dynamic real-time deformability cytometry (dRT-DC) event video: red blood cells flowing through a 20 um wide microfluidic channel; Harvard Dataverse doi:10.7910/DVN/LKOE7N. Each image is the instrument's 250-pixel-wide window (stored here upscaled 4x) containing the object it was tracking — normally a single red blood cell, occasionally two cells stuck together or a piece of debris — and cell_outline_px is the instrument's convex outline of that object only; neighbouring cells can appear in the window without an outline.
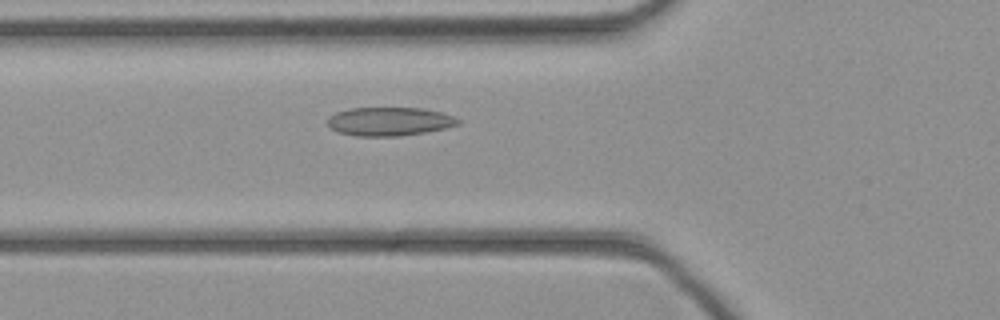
{"species": "common noctule bat (a hibernating species)", "species_latin": "Nyctalus noctula", "temperature_condition": "cold", "stored_images_in_passage": 35, "camera_frame_rate_fps": 3000, "um_per_image_px": 0.085, "animal": {"sex": "female", "body_mass_g": 21.9}, "frame": {"image": 1, "passage_image": 6, "time_ms": 1.667, "image_size_px": [1000, 320], "cell_outline_px": [[460, 124], [444, 128], [424, 132], [400, 136], [356, 136], [340, 132], [332, 128], [328, 124], [328, 116], [336, 112], [348, 108], [420, 108], [440, 112], [452, 116], [460, 120]], "centroid_in_image_um": [33.08, 10.32], "position_along_channel_um": 92.7, "area_um2": 21.56}}
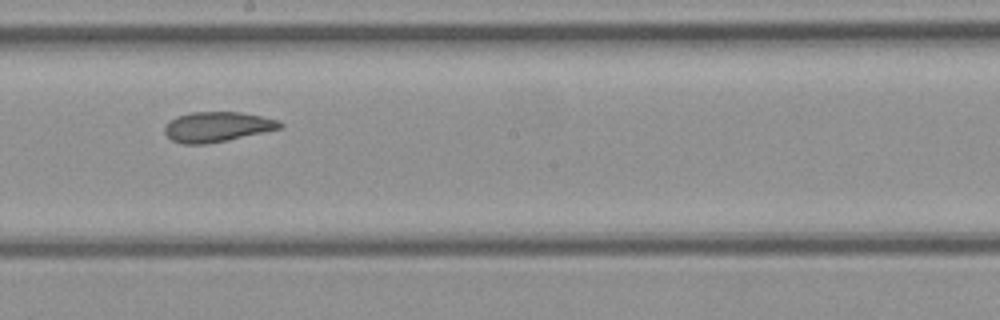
{"frame": {"image": 2, "passage_image": 15, "time_ms": 4.667, "image_size_px": [1000, 320], "cell_outline_px": [[284, 128], [228, 140], [204, 144], [184, 144], [172, 140], [164, 132], [164, 128], [168, 120], [176, 116], [192, 112], [240, 112], [280, 120], [284, 124]], "centroid_in_image_um": [18.48, 10.77], "position_along_channel_um": 229.7, "area_um2": 20.35}}
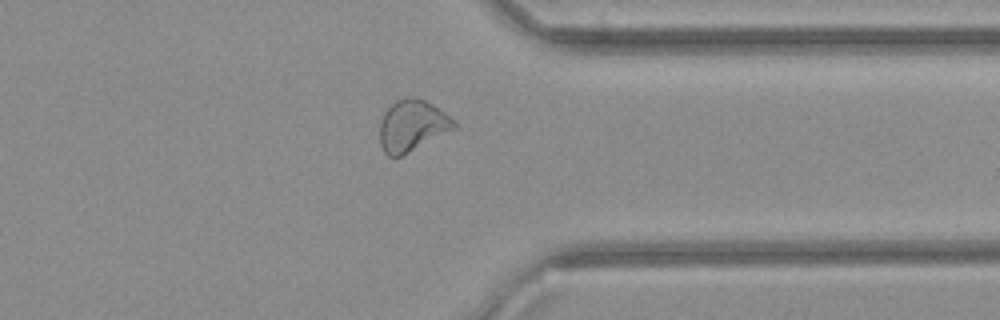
{"frame": {"image": 3, "passage_image": 25, "time_ms": 8.0, "image_size_px": [1000, 320], "cell_outline_px": [[456, 128], [400, 156], [388, 156], [384, 152], [380, 144], [380, 120], [384, 112], [396, 100], [404, 96], [408, 96], [424, 100], [432, 104], [456, 120]], "centroid_in_image_um": [35.02, 10.66], "position_along_channel_um": 376.4, "area_um2": 22.08}}